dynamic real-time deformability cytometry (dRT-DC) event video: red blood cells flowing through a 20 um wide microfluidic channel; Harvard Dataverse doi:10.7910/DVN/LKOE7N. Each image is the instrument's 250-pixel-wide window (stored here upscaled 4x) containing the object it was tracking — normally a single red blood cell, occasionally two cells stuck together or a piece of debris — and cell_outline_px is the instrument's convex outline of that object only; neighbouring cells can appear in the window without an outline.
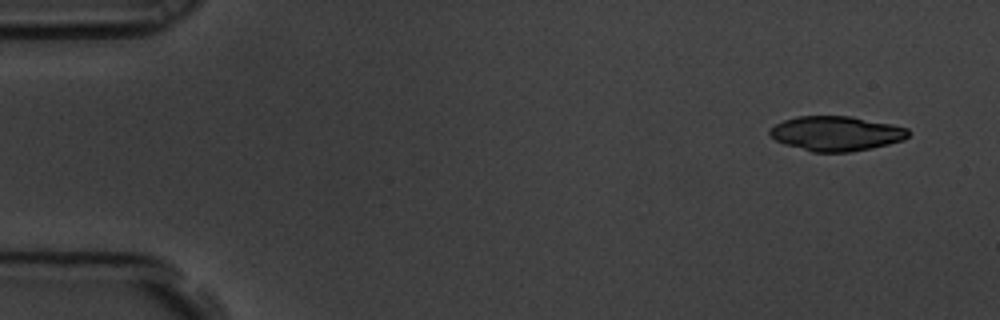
{"species": "common noctule bat (a hibernating species)", "species_latin": "Nyctalus noctula", "temperature_condition": "room temperature", "stored_images_in_passage": 6, "camera_frame_rate_fps": 3000, "um_per_image_px": 0.085, "animal": {"sex": "male", "body_mass_g": 19.5, "forearm_length_mm": 54.6}, "frame": {"image": 1, "passage_image": 1, "time_ms": 0.0, "image_size_px": [1000, 320], "cell_outline_px": [[912, 132], [904, 140], [872, 148], [852, 152], [812, 152], [784, 144], [776, 140], [768, 132], [776, 124], [784, 120], [796, 116], [852, 116], [892, 124], [908, 128]], "centroid_in_image_um": [71.12, 11.35], "position_along_channel_um": 13.9, "area_um2": 28.15}}